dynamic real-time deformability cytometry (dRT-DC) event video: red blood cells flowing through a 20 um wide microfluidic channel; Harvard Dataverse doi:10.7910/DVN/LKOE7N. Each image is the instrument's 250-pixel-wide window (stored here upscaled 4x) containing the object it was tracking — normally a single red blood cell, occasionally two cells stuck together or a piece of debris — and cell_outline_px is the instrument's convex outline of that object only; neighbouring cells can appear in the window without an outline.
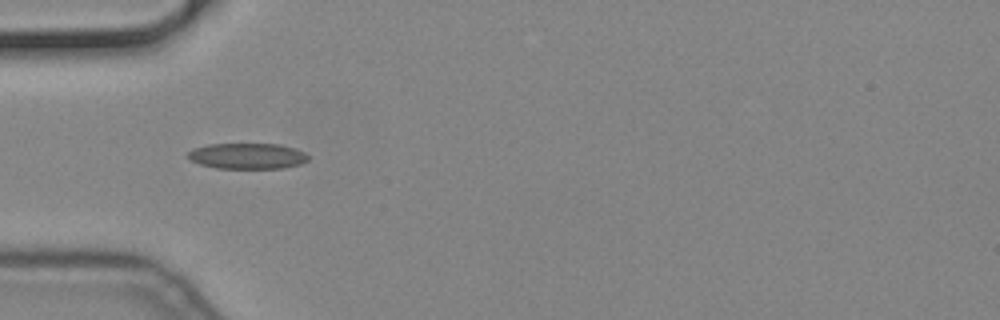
{"species": "common noctule bat (a hibernating species)", "species_latin": "Nyctalus noctula", "temperature_condition": "cold", "stored_images_in_passage": 8, "camera_frame_rate_fps": 3000, "um_per_image_px": 0.085, "animal": {"sex": "male", "body_mass_g": 19.2, "forearm_length_mm": 51.8}, "frame": {"image": 1, "passage_image": 4, "time_ms": 1.0, "image_size_px": [1000, 320], "cell_outline_px": [[308, 160], [300, 164], [284, 168], [216, 168], [200, 164], [192, 160], [188, 156], [188, 152], [192, 148], [208, 144], [280, 144], [304, 152], [308, 156]], "centroid_in_image_um": [21.01, 13.26], "position_along_channel_um": 64.0, "area_um2": 17.98}}
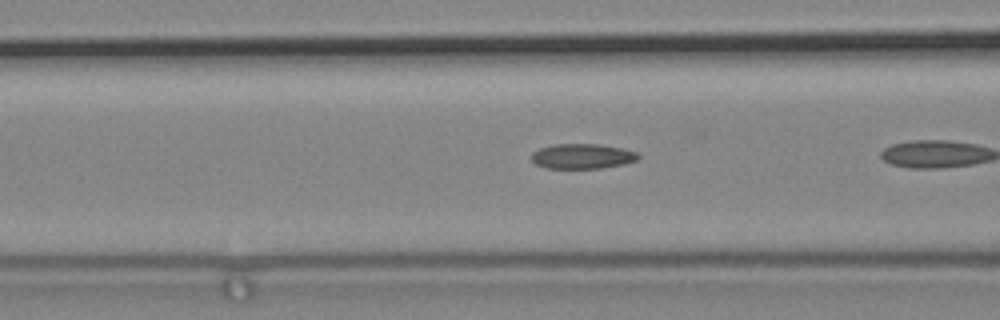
{"frame": {"image": 2, "passage_image": 6, "time_ms": 1.667, "image_size_px": [1000, 320], "cell_outline_px": [[640, 156], [636, 160], [624, 164], [600, 168], [548, 168], [536, 164], [532, 160], [532, 152], [540, 148], [552, 144], [600, 144], [620, 148], [636, 152]], "centroid_in_image_um": [49.48, 13.27], "position_along_channel_um": 117.1, "area_um2": 15.43}}